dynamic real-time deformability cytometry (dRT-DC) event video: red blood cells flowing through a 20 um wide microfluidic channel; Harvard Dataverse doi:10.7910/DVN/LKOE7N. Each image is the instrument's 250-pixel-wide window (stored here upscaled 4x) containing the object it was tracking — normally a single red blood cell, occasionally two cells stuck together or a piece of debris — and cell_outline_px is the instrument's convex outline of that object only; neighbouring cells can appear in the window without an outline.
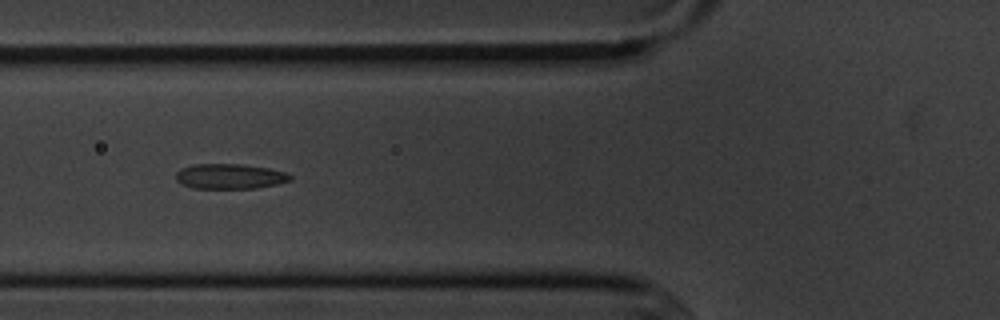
{"species": "common noctule bat (a hibernating species)", "species_latin": "Nyctalus noctula", "temperature_condition": "cold", "stored_images_in_passage": 10, "camera_frame_rate_fps": 3000, "um_per_image_px": 0.085, "animal": {"sex": "male", "body_mass_g": 20.1, "forearm_length_mm": 53.5}, "frame": {"image": 1, "passage_image": 6, "time_ms": 5.667, "image_size_px": [1000, 320], "cell_outline_px": [[292, 180], [276, 184], [256, 188], [192, 188], [180, 184], [176, 180], [176, 172], [180, 168], [192, 164], [244, 164], [268, 168], [284, 172], [292, 176]], "centroid_in_image_um": [19.49, 14.98], "position_along_channel_um": 106.3, "area_um2": 16.82}}
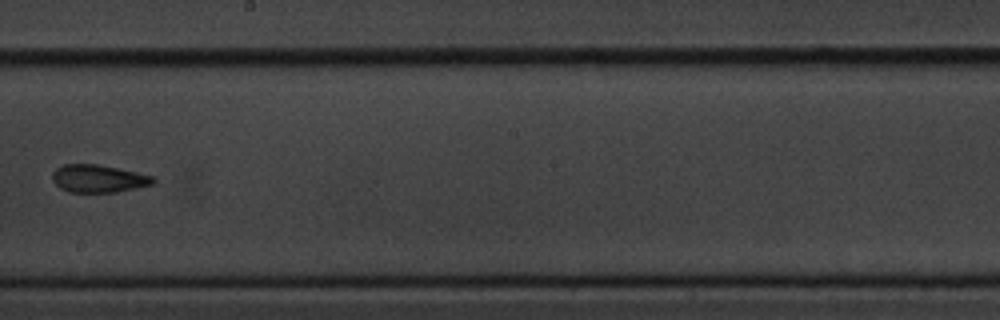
{"frame": {"image": 2, "passage_image": 9, "time_ms": 9.333, "image_size_px": [1000, 320], "cell_outline_px": [[156, 180], [152, 184], [116, 192], [68, 192], [60, 188], [52, 180], [52, 172], [56, 168], [64, 164], [96, 164], [156, 176]], "centroid_in_image_um": [8.35, 15.18], "position_along_channel_um": 239.9, "area_um2": 16.24}}
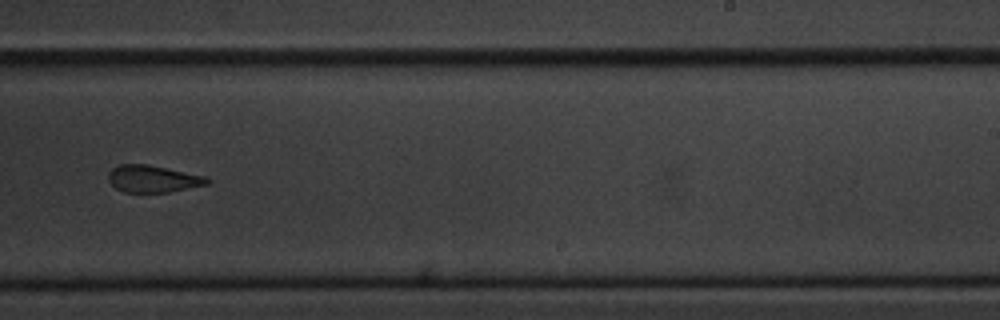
{"frame": {"image": 3, "passage_image": 10, "time_ms": 10.333, "image_size_px": [1000, 320], "cell_outline_px": [[212, 180], [208, 184], [168, 192], [124, 192], [116, 188], [108, 180], [108, 172], [112, 168], [120, 164], [148, 164], [204, 176]], "centroid_in_image_um": [12.98, 15.19], "position_along_channel_um": 276.0, "area_um2": 15.49}}